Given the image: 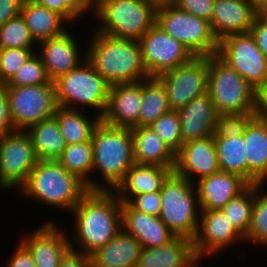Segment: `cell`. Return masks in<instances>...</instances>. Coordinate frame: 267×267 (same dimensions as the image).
Masks as SVG:
<instances>
[{"mask_svg": "<svg viewBox=\"0 0 267 267\" xmlns=\"http://www.w3.org/2000/svg\"><path fill=\"white\" fill-rule=\"evenodd\" d=\"M264 184H255V201L252 208L251 225L245 238V244L267 248V188ZM265 189V190H263ZM263 190V191H262Z\"/></svg>", "mask_w": 267, "mask_h": 267, "instance_id": "d590c367", "label": "cell"}, {"mask_svg": "<svg viewBox=\"0 0 267 267\" xmlns=\"http://www.w3.org/2000/svg\"><path fill=\"white\" fill-rule=\"evenodd\" d=\"M216 55L257 92L267 85V57L250 32L231 34L219 40Z\"/></svg>", "mask_w": 267, "mask_h": 267, "instance_id": "8fae6325", "label": "cell"}, {"mask_svg": "<svg viewBox=\"0 0 267 267\" xmlns=\"http://www.w3.org/2000/svg\"><path fill=\"white\" fill-rule=\"evenodd\" d=\"M170 111L163 83L157 77L142 80V106L138 127H149L159 117Z\"/></svg>", "mask_w": 267, "mask_h": 267, "instance_id": "d6a6232c", "label": "cell"}, {"mask_svg": "<svg viewBox=\"0 0 267 267\" xmlns=\"http://www.w3.org/2000/svg\"><path fill=\"white\" fill-rule=\"evenodd\" d=\"M177 113L183 143L214 135L219 113L208 92L192 99Z\"/></svg>", "mask_w": 267, "mask_h": 267, "instance_id": "44dd1931", "label": "cell"}, {"mask_svg": "<svg viewBox=\"0 0 267 267\" xmlns=\"http://www.w3.org/2000/svg\"><path fill=\"white\" fill-rule=\"evenodd\" d=\"M166 88L171 111H178L192 99L207 92L208 57L190 62L157 76Z\"/></svg>", "mask_w": 267, "mask_h": 267, "instance_id": "5bb4252c", "label": "cell"}, {"mask_svg": "<svg viewBox=\"0 0 267 267\" xmlns=\"http://www.w3.org/2000/svg\"><path fill=\"white\" fill-rule=\"evenodd\" d=\"M71 250L90 256L122 230L121 201L113 191L90 190L69 213Z\"/></svg>", "mask_w": 267, "mask_h": 267, "instance_id": "6da1fadb", "label": "cell"}, {"mask_svg": "<svg viewBox=\"0 0 267 267\" xmlns=\"http://www.w3.org/2000/svg\"><path fill=\"white\" fill-rule=\"evenodd\" d=\"M37 161L33 145L26 131L14 130L1 136L0 189L5 193L14 190L18 192L27 181Z\"/></svg>", "mask_w": 267, "mask_h": 267, "instance_id": "7c38bea8", "label": "cell"}, {"mask_svg": "<svg viewBox=\"0 0 267 267\" xmlns=\"http://www.w3.org/2000/svg\"><path fill=\"white\" fill-rule=\"evenodd\" d=\"M254 11L259 13H267V0H248Z\"/></svg>", "mask_w": 267, "mask_h": 267, "instance_id": "f5cc1de1", "label": "cell"}, {"mask_svg": "<svg viewBox=\"0 0 267 267\" xmlns=\"http://www.w3.org/2000/svg\"><path fill=\"white\" fill-rule=\"evenodd\" d=\"M4 267H36L27 248L19 241L14 252L10 253Z\"/></svg>", "mask_w": 267, "mask_h": 267, "instance_id": "f6af8a7d", "label": "cell"}, {"mask_svg": "<svg viewBox=\"0 0 267 267\" xmlns=\"http://www.w3.org/2000/svg\"><path fill=\"white\" fill-rule=\"evenodd\" d=\"M54 221H44L19 240L30 252L36 267H59L61 259L71 249L69 232L67 234Z\"/></svg>", "mask_w": 267, "mask_h": 267, "instance_id": "2e32d148", "label": "cell"}, {"mask_svg": "<svg viewBox=\"0 0 267 267\" xmlns=\"http://www.w3.org/2000/svg\"><path fill=\"white\" fill-rule=\"evenodd\" d=\"M88 41L86 60L110 86L149 78L137 41L115 38L95 30Z\"/></svg>", "mask_w": 267, "mask_h": 267, "instance_id": "7a4b0ae2", "label": "cell"}, {"mask_svg": "<svg viewBox=\"0 0 267 267\" xmlns=\"http://www.w3.org/2000/svg\"><path fill=\"white\" fill-rule=\"evenodd\" d=\"M221 172L234 173L248 182V162L244 135L213 137Z\"/></svg>", "mask_w": 267, "mask_h": 267, "instance_id": "1f68e13d", "label": "cell"}, {"mask_svg": "<svg viewBox=\"0 0 267 267\" xmlns=\"http://www.w3.org/2000/svg\"><path fill=\"white\" fill-rule=\"evenodd\" d=\"M173 170L174 167L134 164L113 192L121 202H129L136 195L160 191Z\"/></svg>", "mask_w": 267, "mask_h": 267, "instance_id": "d4e9b609", "label": "cell"}, {"mask_svg": "<svg viewBox=\"0 0 267 267\" xmlns=\"http://www.w3.org/2000/svg\"><path fill=\"white\" fill-rule=\"evenodd\" d=\"M85 110L69 109L58 106L54 114L60 132L67 145L91 141L92 133L100 122L101 117L91 114L86 115Z\"/></svg>", "mask_w": 267, "mask_h": 267, "instance_id": "f546056e", "label": "cell"}, {"mask_svg": "<svg viewBox=\"0 0 267 267\" xmlns=\"http://www.w3.org/2000/svg\"><path fill=\"white\" fill-rule=\"evenodd\" d=\"M37 45L21 14L0 26V49H34Z\"/></svg>", "mask_w": 267, "mask_h": 267, "instance_id": "8d00e7d4", "label": "cell"}, {"mask_svg": "<svg viewBox=\"0 0 267 267\" xmlns=\"http://www.w3.org/2000/svg\"><path fill=\"white\" fill-rule=\"evenodd\" d=\"M149 127L175 152L183 145L180 120L177 111L159 117Z\"/></svg>", "mask_w": 267, "mask_h": 267, "instance_id": "f35d334b", "label": "cell"}, {"mask_svg": "<svg viewBox=\"0 0 267 267\" xmlns=\"http://www.w3.org/2000/svg\"><path fill=\"white\" fill-rule=\"evenodd\" d=\"M60 2H65L82 20L85 14L86 17L87 14L93 17L94 3L91 0H60Z\"/></svg>", "mask_w": 267, "mask_h": 267, "instance_id": "f907efd6", "label": "cell"}, {"mask_svg": "<svg viewBox=\"0 0 267 267\" xmlns=\"http://www.w3.org/2000/svg\"><path fill=\"white\" fill-rule=\"evenodd\" d=\"M135 164L175 167L176 153L151 129L131 128Z\"/></svg>", "mask_w": 267, "mask_h": 267, "instance_id": "4316f807", "label": "cell"}, {"mask_svg": "<svg viewBox=\"0 0 267 267\" xmlns=\"http://www.w3.org/2000/svg\"><path fill=\"white\" fill-rule=\"evenodd\" d=\"M156 23L195 57H209L217 53L219 41L213 34L210 22L205 19L169 4L157 7Z\"/></svg>", "mask_w": 267, "mask_h": 267, "instance_id": "9c48e42d", "label": "cell"}, {"mask_svg": "<svg viewBox=\"0 0 267 267\" xmlns=\"http://www.w3.org/2000/svg\"><path fill=\"white\" fill-rule=\"evenodd\" d=\"M21 16L37 44L63 34L68 30L67 25L70 24L56 11L49 10L33 0H24Z\"/></svg>", "mask_w": 267, "mask_h": 267, "instance_id": "f1b7e54d", "label": "cell"}, {"mask_svg": "<svg viewBox=\"0 0 267 267\" xmlns=\"http://www.w3.org/2000/svg\"><path fill=\"white\" fill-rule=\"evenodd\" d=\"M156 10L154 4L145 0H99L94 4L93 17L98 25L93 29L138 42L156 23Z\"/></svg>", "mask_w": 267, "mask_h": 267, "instance_id": "5b68a950", "label": "cell"}, {"mask_svg": "<svg viewBox=\"0 0 267 267\" xmlns=\"http://www.w3.org/2000/svg\"><path fill=\"white\" fill-rule=\"evenodd\" d=\"M215 0H174L178 9L211 22Z\"/></svg>", "mask_w": 267, "mask_h": 267, "instance_id": "b9f144b4", "label": "cell"}, {"mask_svg": "<svg viewBox=\"0 0 267 267\" xmlns=\"http://www.w3.org/2000/svg\"><path fill=\"white\" fill-rule=\"evenodd\" d=\"M207 92L219 114L257 111V91L216 54L208 57Z\"/></svg>", "mask_w": 267, "mask_h": 267, "instance_id": "ba28073f", "label": "cell"}, {"mask_svg": "<svg viewBox=\"0 0 267 267\" xmlns=\"http://www.w3.org/2000/svg\"><path fill=\"white\" fill-rule=\"evenodd\" d=\"M53 82L58 106L104 116L110 85L87 60Z\"/></svg>", "mask_w": 267, "mask_h": 267, "instance_id": "8992f818", "label": "cell"}, {"mask_svg": "<svg viewBox=\"0 0 267 267\" xmlns=\"http://www.w3.org/2000/svg\"><path fill=\"white\" fill-rule=\"evenodd\" d=\"M59 267H92L90 256L69 250L61 259Z\"/></svg>", "mask_w": 267, "mask_h": 267, "instance_id": "681fc988", "label": "cell"}, {"mask_svg": "<svg viewBox=\"0 0 267 267\" xmlns=\"http://www.w3.org/2000/svg\"><path fill=\"white\" fill-rule=\"evenodd\" d=\"M36 52L37 48L35 50L25 48L0 49L1 86L5 85Z\"/></svg>", "mask_w": 267, "mask_h": 267, "instance_id": "60d3db41", "label": "cell"}, {"mask_svg": "<svg viewBox=\"0 0 267 267\" xmlns=\"http://www.w3.org/2000/svg\"><path fill=\"white\" fill-rule=\"evenodd\" d=\"M248 162V183L267 184V122L257 116L244 133Z\"/></svg>", "mask_w": 267, "mask_h": 267, "instance_id": "83f0119b", "label": "cell"}, {"mask_svg": "<svg viewBox=\"0 0 267 267\" xmlns=\"http://www.w3.org/2000/svg\"><path fill=\"white\" fill-rule=\"evenodd\" d=\"M249 185L241 176L221 171L194 182L201 210H221Z\"/></svg>", "mask_w": 267, "mask_h": 267, "instance_id": "ffe728a7", "label": "cell"}, {"mask_svg": "<svg viewBox=\"0 0 267 267\" xmlns=\"http://www.w3.org/2000/svg\"><path fill=\"white\" fill-rule=\"evenodd\" d=\"M51 82L41 57L35 53L4 86H34Z\"/></svg>", "mask_w": 267, "mask_h": 267, "instance_id": "74e56055", "label": "cell"}, {"mask_svg": "<svg viewBox=\"0 0 267 267\" xmlns=\"http://www.w3.org/2000/svg\"><path fill=\"white\" fill-rule=\"evenodd\" d=\"M141 106L142 81L113 85L110 86L108 106L101 119L116 127H138Z\"/></svg>", "mask_w": 267, "mask_h": 267, "instance_id": "d6986e66", "label": "cell"}, {"mask_svg": "<svg viewBox=\"0 0 267 267\" xmlns=\"http://www.w3.org/2000/svg\"><path fill=\"white\" fill-rule=\"evenodd\" d=\"M49 10L56 11L62 15L71 25L75 22L79 23L80 17L65 3L60 0H33ZM73 22V23H72Z\"/></svg>", "mask_w": 267, "mask_h": 267, "instance_id": "bcb514c9", "label": "cell"}, {"mask_svg": "<svg viewBox=\"0 0 267 267\" xmlns=\"http://www.w3.org/2000/svg\"><path fill=\"white\" fill-rule=\"evenodd\" d=\"M91 142L92 190L113 191L135 164L131 129L112 126L101 119L92 133ZM94 172L100 179L93 177Z\"/></svg>", "mask_w": 267, "mask_h": 267, "instance_id": "3957f363", "label": "cell"}, {"mask_svg": "<svg viewBox=\"0 0 267 267\" xmlns=\"http://www.w3.org/2000/svg\"><path fill=\"white\" fill-rule=\"evenodd\" d=\"M193 250V240L176 236L158 247H144L136 267H200Z\"/></svg>", "mask_w": 267, "mask_h": 267, "instance_id": "cb8c5ba5", "label": "cell"}, {"mask_svg": "<svg viewBox=\"0 0 267 267\" xmlns=\"http://www.w3.org/2000/svg\"><path fill=\"white\" fill-rule=\"evenodd\" d=\"M256 113H221L218 114L213 137H237L244 135Z\"/></svg>", "mask_w": 267, "mask_h": 267, "instance_id": "ab89813d", "label": "cell"}, {"mask_svg": "<svg viewBox=\"0 0 267 267\" xmlns=\"http://www.w3.org/2000/svg\"><path fill=\"white\" fill-rule=\"evenodd\" d=\"M26 133L38 160H57L67 146L54 117L31 126Z\"/></svg>", "mask_w": 267, "mask_h": 267, "instance_id": "4dcf8cb0", "label": "cell"}, {"mask_svg": "<svg viewBox=\"0 0 267 267\" xmlns=\"http://www.w3.org/2000/svg\"><path fill=\"white\" fill-rule=\"evenodd\" d=\"M13 131L14 129L9 112L8 96L5 86L2 85L0 86V137Z\"/></svg>", "mask_w": 267, "mask_h": 267, "instance_id": "7dc6e473", "label": "cell"}, {"mask_svg": "<svg viewBox=\"0 0 267 267\" xmlns=\"http://www.w3.org/2000/svg\"><path fill=\"white\" fill-rule=\"evenodd\" d=\"M142 245L123 229L90 255L92 267H136Z\"/></svg>", "mask_w": 267, "mask_h": 267, "instance_id": "484cf974", "label": "cell"}, {"mask_svg": "<svg viewBox=\"0 0 267 267\" xmlns=\"http://www.w3.org/2000/svg\"><path fill=\"white\" fill-rule=\"evenodd\" d=\"M87 185L68 172L57 160H38L25 184L18 190L20 197L68 212L89 192Z\"/></svg>", "mask_w": 267, "mask_h": 267, "instance_id": "277c9868", "label": "cell"}, {"mask_svg": "<svg viewBox=\"0 0 267 267\" xmlns=\"http://www.w3.org/2000/svg\"><path fill=\"white\" fill-rule=\"evenodd\" d=\"M173 172L192 183L220 172L213 136L183 143L176 153Z\"/></svg>", "mask_w": 267, "mask_h": 267, "instance_id": "ac0fdd59", "label": "cell"}, {"mask_svg": "<svg viewBox=\"0 0 267 267\" xmlns=\"http://www.w3.org/2000/svg\"><path fill=\"white\" fill-rule=\"evenodd\" d=\"M248 0H215L211 28L217 40L231 35L250 32L256 17Z\"/></svg>", "mask_w": 267, "mask_h": 267, "instance_id": "603a6c76", "label": "cell"}, {"mask_svg": "<svg viewBox=\"0 0 267 267\" xmlns=\"http://www.w3.org/2000/svg\"><path fill=\"white\" fill-rule=\"evenodd\" d=\"M69 29L68 26V30L63 34L41 41L37 46L36 53L41 57L46 73L52 82L77 68L86 60L84 47L78 46L80 42L77 34L74 38L75 35L71 33L73 30L69 31Z\"/></svg>", "mask_w": 267, "mask_h": 267, "instance_id": "e0dca14e", "label": "cell"}, {"mask_svg": "<svg viewBox=\"0 0 267 267\" xmlns=\"http://www.w3.org/2000/svg\"><path fill=\"white\" fill-rule=\"evenodd\" d=\"M24 0H0V26L21 14Z\"/></svg>", "mask_w": 267, "mask_h": 267, "instance_id": "c3c4849f", "label": "cell"}, {"mask_svg": "<svg viewBox=\"0 0 267 267\" xmlns=\"http://www.w3.org/2000/svg\"><path fill=\"white\" fill-rule=\"evenodd\" d=\"M94 4L97 3L99 0H91Z\"/></svg>", "mask_w": 267, "mask_h": 267, "instance_id": "11a10c76", "label": "cell"}, {"mask_svg": "<svg viewBox=\"0 0 267 267\" xmlns=\"http://www.w3.org/2000/svg\"><path fill=\"white\" fill-rule=\"evenodd\" d=\"M121 213L122 229L134 236L142 248L162 246L176 237L159 216L140 212L128 202H121Z\"/></svg>", "mask_w": 267, "mask_h": 267, "instance_id": "7402d4cb", "label": "cell"}, {"mask_svg": "<svg viewBox=\"0 0 267 267\" xmlns=\"http://www.w3.org/2000/svg\"><path fill=\"white\" fill-rule=\"evenodd\" d=\"M250 33L261 52L267 57V13L256 14Z\"/></svg>", "mask_w": 267, "mask_h": 267, "instance_id": "ee69618b", "label": "cell"}, {"mask_svg": "<svg viewBox=\"0 0 267 267\" xmlns=\"http://www.w3.org/2000/svg\"><path fill=\"white\" fill-rule=\"evenodd\" d=\"M256 116L260 120L267 122V85L257 92Z\"/></svg>", "mask_w": 267, "mask_h": 267, "instance_id": "816d5d0a", "label": "cell"}, {"mask_svg": "<svg viewBox=\"0 0 267 267\" xmlns=\"http://www.w3.org/2000/svg\"><path fill=\"white\" fill-rule=\"evenodd\" d=\"M149 3L154 4L156 7L173 4L174 0H145Z\"/></svg>", "mask_w": 267, "mask_h": 267, "instance_id": "db71d44e", "label": "cell"}, {"mask_svg": "<svg viewBox=\"0 0 267 267\" xmlns=\"http://www.w3.org/2000/svg\"><path fill=\"white\" fill-rule=\"evenodd\" d=\"M160 198V219L176 236L193 240L201 211L194 183L173 172L163 183Z\"/></svg>", "mask_w": 267, "mask_h": 267, "instance_id": "52a82bcc", "label": "cell"}, {"mask_svg": "<svg viewBox=\"0 0 267 267\" xmlns=\"http://www.w3.org/2000/svg\"><path fill=\"white\" fill-rule=\"evenodd\" d=\"M239 243H245V239L234 229L222 210L200 211L199 226L193 239V250L200 262L209 256H217L229 246L234 249Z\"/></svg>", "mask_w": 267, "mask_h": 267, "instance_id": "9a60e30c", "label": "cell"}, {"mask_svg": "<svg viewBox=\"0 0 267 267\" xmlns=\"http://www.w3.org/2000/svg\"><path fill=\"white\" fill-rule=\"evenodd\" d=\"M144 67L149 77L175 69L195 56L181 42L168 35L155 23L138 41Z\"/></svg>", "mask_w": 267, "mask_h": 267, "instance_id": "4fadbf2b", "label": "cell"}, {"mask_svg": "<svg viewBox=\"0 0 267 267\" xmlns=\"http://www.w3.org/2000/svg\"><path fill=\"white\" fill-rule=\"evenodd\" d=\"M255 201V184H250L221 210L232 222L234 229L245 239L251 225L252 208Z\"/></svg>", "mask_w": 267, "mask_h": 267, "instance_id": "e575fe53", "label": "cell"}, {"mask_svg": "<svg viewBox=\"0 0 267 267\" xmlns=\"http://www.w3.org/2000/svg\"><path fill=\"white\" fill-rule=\"evenodd\" d=\"M13 129L26 131L54 116L58 107L54 82L34 86H5Z\"/></svg>", "mask_w": 267, "mask_h": 267, "instance_id": "30bf717a", "label": "cell"}, {"mask_svg": "<svg viewBox=\"0 0 267 267\" xmlns=\"http://www.w3.org/2000/svg\"><path fill=\"white\" fill-rule=\"evenodd\" d=\"M92 142L67 145L57 161L71 174L83 181L92 190L93 154Z\"/></svg>", "mask_w": 267, "mask_h": 267, "instance_id": "836d02e7", "label": "cell"}, {"mask_svg": "<svg viewBox=\"0 0 267 267\" xmlns=\"http://www.w3.org/2000/svg\"><path fill=\"white\" fill-rule=\"evenodd\" d=\"M128 203L140 212L159 216L161 208L160 191L136 195Z\"/></svg>", "mask_w": 267, "mask_h": 267, "instance_id": "7bdbcfd3", "label": "cell"}]
</instances>
